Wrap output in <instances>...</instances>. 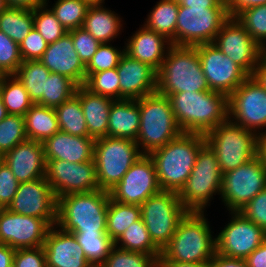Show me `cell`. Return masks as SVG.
<instances>
[{
    "instance_id": "cell-1",
    "label": "cell",
    "mask_w": 266,
    "mask_h": 267,
    "mask_svg": "<svg viewBox=\"0 0 266 267\" xmlns=\"http://www.w3.org/2000/svg\"><path fill=\"white\" fill-rule=\"evenodd\" d=\"M176 121L184 133L207 134L228 120V96L206 90L168 96Z\"/></svg>"
},
{
    "instance_id": "cell-2",
    "label": "cell",
    "mask_w": 266,
    "mask_h": 267,
    "mask_svg": "<svg viewBox=\"0 0 266 267\" xmlns=\"http://www.w3.org/2000/svg\"><path fill=\"white\" fill-rule=\"evenodd\" d=\"M205 145L203 134L183 132L149 154L154 161L161 190H181L191 174L199 151Z\"/></svg>"
},
{
    "instance_id": "cell-3",
    "label": "cell",
    "mask_w": 266,
    "mask_h": 267,
    "mask_svg": "<svg viewBox=\"0 0 266 267\" xmlns=\"http://www.w3.org/2000/svg\"><path fill=\"white\" fill-rule=\"evenodd\" d=\"M206 212H188L171 241L161 250L159 261L209 263L216 253V237Z\"/></svg>"
},
{
    "instance_id": "cell-4",
    "label": "cell",
    "mask_w": 266,
    "mask_h": 267,
    "mask_svg": "<svg viewBox=\"0 0 266 267\" xmlns=\"http://www.w3.org/2000/svg\"><path fill=\"white\" fill-rule=\"evenodd\" d=\"M110 193L96 190L58 198L56 225L64 232L107 233Z\"/></svg>"
},
{
    "instance_id": "cell-5",
    "label": "cell",
    "mask_w": 266,
    "mask_h": 267,
    "mask_svg": "<svg viewBox=\"0 0 266 267\" xmlns=\"http://www.w3.org/2000/svg\"><path fill=\"white\" fill-rule=\"evenodd\" d=\"M210 90L195 46L172 45L157 71V92L169 96L179 92Z\"/></svg>"
},
{
    "instance_id": "cell-6",
    "label": "cell",
    "mask_w": 266,
    "mask_h": 267,
    "mask_svg": "<svg viewBox=\"0 0 266 267\" xmlns=\"http://www.w3.org/2000/svg\"><path fill=\"white\" fill-rule=\"evenodd\" d=\"M140 128L136 143L143 154L163 147L182 134L170 100L157 91L138 99Z\"/></svg>"
},
{
    "instance_id": "cell-7",
    "label": "cell",
    "mask_w": 266,
    "mask_h": 267,
    "mask_svg": "<svg viewBox=\"0 0 266 267\" xmlns=\"http://www.w3.org/2000/svg\"><path fill=\"white\" fill-rule=\"evenodd\" d=\"M222 178L216 154L206 144L199 151L190 176L178 192L181 204L188 212H205L213 195L221 194Z\"/></svg>"
},
{
    "instance_id": "cell-8",
    "label": "cell",
    "mask_w": 266,
    "mask_h": 267,
    "mask_svg": "<svg viewBox=\"0 0 266 267\" xmlns=\"http://www.w3.org/2000/svg\"><path fill=\"white\" fill-rule=\"evenodd\" d=\"M204 136L206 144L216 154L222 174L257 157L258 134L229 119Z\"/></svg>"
},
{
    "instance_id": "cell-9",
    "label": "cell",
    "mask_w": 266,
    "mask_h": 267,
    "mask_svg": "<svg viewBox=\"0 0 266 267\" xmlns=\"http://www.w3.org/2000/svg\"><path fill=\"white\" fill-rule=\"evenodd\" d=\"M142 155L132 139L107 136L95 139L93 160L99 189L109 192Z\"/></svg>"
},
{
    "instance_id": "cell-10",
    "label": "cell",
    "mask_w": 266,
    "mask_h": 267,
    "mask_svg": "<svg viewBox=\"0 0 266 267\" xmlns=\"http://www.w3.org/2000/svg\"><path fill=\"white\" fill-rule=\"evenodd\" d=\"M140 207L141 218L153 243L160 250L171 241L179 222L188 213L175 191L161 190Z\"/></svg>"
},
{
    "instance_id": "cell-11",
    "label": "cell",
    "mask_w": 266,
    "mask_h": 267,
    "mask_svg": "<svg viewBox=\"0 0 266 267\" xmlns=\"http://www.w3.org/2000/svg\"><path fill=\"white\" fill-rule=\"evenodd\" d=\"M227 7H185L179 5L176 46L213 43L228 19Z\"/></svg>"
},
{
    "instance_id": "cell-12",
    "label": "cell",
    "mask_w": 266,
    "mask_h": 267,
    "mask_svg": "<svg viewBox=\"0 0 266 267\" xmlns=\"http://www.w3.org/2000/svg\"><path fill=\"white\" fill-rule=\"evenodd\" d=\"M265 188L266 167L255 157L223 174L219 198L229 212H239Z\"/></svg>"
},
{
    "instance_id": "cell-13",
    "label": "cell",
    "mask_w": 266,
    "mask_h": 267,
    "mask_svg": "<svg viewBox=\"0 0 266 267\" xmlns=\"http://www.w3.org/2000/svg\"><path fill=\"white\" fill-rule=\"evenodd\" d=\"M228 108L231 122L258 135L266 132V89L253 75L228 97Z\"/></svg>"
},
{
    "instance_id": "cell-14",
    "label": "cell",
    "mask_w": 266,
    "mask_h": 267,
    "mask_svg": "<svg viewBox=\"0 0 266 267\" xmlns=\"http://www.w3.org/2000/svg\"><path fill=\"white\" fill-rule=\"evenodd\" d=\"M231 219L216 236V252L237 259H246L266 240V232L241 212H228Z\"/></svg>"
},
{
    "instance_id": "cell-15",
    "label": "cell",
    "mask_w": 266,
    "mask_h": 267,
    "mask_svg": "<svg viewBox=\"0 0 266 267\" xmlns=\"http://www.w3.org/2000/svg\"><path fill=\"white\" fill-rule=\"evenodd\" d=\"M56 223L57 219L20 215L1 208L0 243L15 250L43 246L50 228Z\"/></svg>"
},
{
    "instance_id": "cell-16",
    "label": "cell",
    "mask_w": 266,
    "mask_h": 267,
    "mask_svg": "<svg viewBox=\"0 0 266 267\" xmlns=\"http://www.w3.org/2000/svg\"><path fill=\"white\" fill-rule=\"evenodd\" d=\"M45 178L56 198L74 193H86L99 189L94 161L73 163L62 160H46Z\"/></svg>"
},
{
    "instance_id": "cell-17",
    "label": "cell",
    "mask_w": 266,
    "mask_h": 267,
    "mask_svg": "<svg viewBox=\"0 0 266 267\" xmlns=\"http://www.w3.org/2000/svg\"><path fill=\"white\" fill-rule=\"evenodd\" d=\"M195 47L210 90L229 97L249 77L239 65L212 43L199 44Z\"/></svg>"
},
{
    "instance_id": "cell-18",
    "label": "cell",
    "mask_w": 266,
    "mask_h": 267,
    "mask_svg": "<svg viewBox=\"0 0 266 267\" xmlns=\"http://www.w3.org/2000/svg\"><path fill=\"white\" fill-rule=\"evenodd\" d=\"M160 191L154 161L148 154H143L109 193L117 202L140 206Z\"/></svg>"
},
{
    "instance_id": "cell-19",
    "label": "cell",
    "mask_w": 266,
    "mask_h": 267,
    "mask_svg": "<svg viewBox=\"0 0 266 267\" xmlns=\"http://www.w3.org/2000/svg\"><path fill=\"white\" fill-rule=\"evenodd\" d=\"M224 55L239 65L249 76L262 58L261 47L235 18H228L213 43Z\"/></svg>"
},
{
    "instance_id": "cell-20",
    "label": "cell",
    "mask_w": 266,
    "mask_h": 267,
    "mask_svg": "<svg viewBox=\"0 0 266 267\" xmlns=\"http://www.w3.org/2000/svg\"><path fill=\"white\" fill-rule=\"evenodd\" d=\"M58 199L45 177L19 183L11 212L42 219H57Z\"/></svg>"
},
{
    "instance_id": "cell-21",
    "label": "cell",
    "mask_w": 266,
    "mask_h": 267,
    "mask_svg": "<svg viewBox=\"0 0 266 267\" xmlns=\"http://www.w3.org/2000/svg\"><path fill=\"white\" fill-rule=\"evenodd\" d=\"M119 100H138L157 91V71L147 63L123 54L119 60Z\"/></svg>"
},
{
    "instance_id": "cell-22",
    "label": "cell",
    "mask_w": 266,
    "mask_h": 267,
    "mask_svg": "<svg viewBox=\"0 0 266 267\" xmlns=\"http://www.w3.org/2000/svg\"><path fill=\"white\" fill-rule=\"evenodd\" d=\"M39 61L51 73L64 75L71 79L77 86L84 85L86 80V66L74 49L72 36L69 32L57 41L48 44Z\"/></svg>"
},
{
    "instance_id": "cell-23",
    "label": "cell",
    "mask_w": 266,
    "mask_h": 267,
    "mask_svg": "<svg viewBox=\"0 0 266 267\" xmlns=\"http://www.w3.org/2000/svg\"><path fill=\"white\" fill-rule=\"evenodd\" d=\"M43 247L47 267H92L75 235L57 225L50 228Z\"/></svg>"
},
{
    "instance_id": "cell-24",
    "label": "cell",
    "mask_w": 266,
    "mask_h": 267,
    "mask_svg": "<svg viewBox=\"0 0 266 267\" xmlns=\"http://www.w3.org/2000/svg\"><path fill=\"white\" fill-rule=\"evenodd\" d=\"M2 160L19 183L45 177L46 160L43 143L27 139L6 152Z\"/></svg>"
},
{
    "instance_id": "cell-25",
    "label": "cell",
    "mask_w": 266,
    "mask_h": 267,
    "mask_svg": "<svg viewBox=\"0 0 266 267\" xmlns=\"http://www.w3.org/2000/svg\"><path fill=\"white\" fill-rule=\"evenodd\" d=\"M127 41V42H126ZM124 43V53L158 71L172 43L163 35L141 25Z\"/></svg>"
},
{
    "instance_id": "cell-26",
    "label": "cell",
    "mask_w": 266,
    "mask_h": 267,
    "mask_svg": "<svg viewBox=\"0 0 266 267\" xmlns=\"http://www.w3.org/2000/svg\"><path fill=\"white\" fill-rule=\"evenodd\" d=\"M94 143L95 139L92 137L74 136L58 131L43 142L45 160H62L73 163L94 161Z\"/></svg>"
},
{
    "instance_id": "cell-27",
    "label": "cell",
    "mask_w": 266,
    "mask_h": 267,
    "mask_svg": "<svg viewBox=\"0 0 266 267\" xmlns=\"http://www.w3.org/2000/svg\"><path fill=\"white\" fill-rule=\"evenodd\" d=\"M140 128L138 100H113L108 120L107 137L136 141Z\"/></svg>"
},
{
    "instance_id": "cell-28",
    "label": "cell",
    "mask_w": 266,
    "mask_h": 267,
    "mask_svg": "<svg viewBox=\"0 0 266 267\" xmlns=\"http://www.w3.org/2000/svg\"><path fill=\"white\" fill-rule=\"evenodd\" d=\"M79 100L89 137L94 139L106 137L109 113L113 99L94 94L82 85L79 86Z\"/></svg>"
},
{
    "instance_id": "cell-29",
    "label": "cell",
    "mask_w": 266,
    "mask_h": 267,
    "mask_svg": "<svg viewBox=\"0 0 266 267\" xmlns=\"http://www.w3.org/2000/svg\"><path fill=\"white\" fill-rule=\"evenodd\" d=\"M122 22V23H121ZM123 20L104 5L89 6L83 28L100 44L114 42L123 30Z\"/></svg>"
},
{
    "instance_id": "cell-30",
    "label": "cell",
    "mask_w": 266,
    "mask_h": 267,
    "mask_svg": "<svg viewBox=\"0 0 266 267\" xmlns=\"http://www.w3.org/2000/svg\"><path fill=\"white\" fill-rule=\"evenodd\" d=\"M26 136L40 143L60 131L56 111L52 107L34 104L24 115Z\"/></svg>"
},
{
    "instance_id": "cell-31",
    "label": "cell",
    "mask_w": 266,
    "mask_h": 267,
    "mask_svg": "<svg viewBox=\"0 0 266 267\" xmlns=\"http://www.w3.org/2000/svg\"><path fill=\"white\" fill-rule=\"evenodd\" d=\"M179 4L175 0H159L148 13L144 26L176 45V21Z\"/></svg>"
},
{
    "instance_id": "cell-32",
    "label": "cell",
    "mask_w": 266,
    "mask_h": 267,
    "mask_svg": "<svg viewBox=\"0 0 266 267\" xmlns=\"http://www.w3.org/2000/svg\"><path fill=\"white\" fill-rule=\"evenodd\" d=\"M54 109L56 111L60 131L74 136H89L79 100V86L74 95Z\"/></svg>"
},
{
    "instance_id": "cell-33",
    "label": "cell",
    "mask_w": 266,
    "mask_h": 267,
    "mask_svg": "<svg viewBox=\"0 0 266 267\" xmlns=\"http://www.w3.org/2000/svg\"><path fill=\"white\" fill-rule=\"evenodd\" d=\"M141 218L139 205L124 204L110 197L107 210V234L116 242L132 223Z\"/></svg>"
},
{
    "instance_id": "cell-34",
    "label": "cell",
    "mask_w": 266,
    "mask_h": 267,
    "mask_svg": "<svg viewBox=\"0 0 266 267\" xmlns=\"http://www.w3.org/2000/svg\"><path fill=\"white\" fill-rule=\"evenodd\" d=\"M34 28L33 10L7 7L0 14V31L18 45Z\"/></svg>"
},
{
    "instance_id": "cell-35",
    "label": "cell",
    "mask_w": 266,
    "mask_h": 267,
    "mask_svg": "<svg viewBox=\"0 0 266 267\" xmlns=\"http://www.w3.org/2000/svg\"><path fill=\"white\" fill-rule=\"evenodd\" d=\"M50 71L39 61H23L13 74L27 90L31 101L37 104L43 95L45 80Z\"/></svg>"
},
{
    "instance_id": "cell-36",
    "label": "cell",
    "mask_w": 266,
    "mask_h": 267,
    "mask_svg": "<svg viewBox=\"0 0 266 267\" xmlns=\"http://www.w3.org/2000/svg\"><path fill=\"white\" fill-rule=\"evenodd\" d=\"M115 246L123 250L147 255H161V250L153 243L142 218L126 228L115 242Z\"/></svg>"
},
{
    "instance_id": "cell-37",
    "label": "cell",
    "mask_w": 266,
    "mask_h": 267,
    "mask_svg": "<svg viewBox=\"0 0 266 267\" xmlns=\"http://www.w3.org/2000/svg\"><path fill=\"white\" fill-rule=\"evenodd\" d=\"M1 99L8 114L24 116L34 105L24 85L14 75H4Z\"/></svg>"
},
{
    "instance_id": "cell-38",
    "label": "cell",
    "mask_w": 266,
    "mask_h": 267,
    "mask_svg": "<svg viewBox=\"0 0 266 267\" xmlns=\"http://www.w3.org/2000/svg\"><path fill=\"white\" fill-rule=\"evenodd\" d=\"M71 233L75 235L83 249L85 257L92 266H100L115 246V242L107 233Z\"/></svg>"
},
{
    "instance_id": "cell-39",
    "label": "cell",
    "mask_w": 266,
    "mask_h": 267,
    "mask_svg": "<svg viewBox=\"0 0 266 267\" xmlns=\"http://www.w3.org/2000/svg\"><path fill=\"white\" fill-rule=\"evenodd\" d=\"M77 87L68 77L50 72L45 80L42 98L37 104L55 108L74 95Z\"/></svg>"
},
{
    "instance_id": "cell-40",
    "label": "cell",
    "mask_w": 266,
    "mask_h": 267,
    "mask_svg": "<svg viewBox=\"0 0 266 267\" xmlns=\"http://www.w3.org/2000/svg\"><path fill=\"white\" fill-rule=\"evenodd\" d=\"M54 2L50 6L48 5L50 3L49 0H45V4L52 10L67 32L83 26L89 8V5L85 1L56 0Z\"/></svg>"
},
{
    "instance_id": "cell-41",
    "label": "cell",
    "mask_w": 266,
    "mask_h": 267,
    "mask_svg": "<svg viewBox=\"0 0 266 267\" xmlns=\"http://www.w3.org/2000/svg\"><path fill=\"white\" fill-rule=\"evenodd\" d=\"M161 255H147L114 246L101 267H159Z\"/></svg>"
},
{
    "instance_id": "cell-42",
    "label": "cell",
    "mask_w": 266,
    "mask_h": 267,
    "mask_svg": "<svg viewBox=\"0 0 266 267\" xmlns=\"http://www.w3.org/2000/svg\"><path fill=\"white\" fill-rule=\"evenodd\" d=\"M27 140L24 116L8 114L0 121V155Z\"/></svg>"
},
{
    "instance_id": "cell-43",
    "label": "cell",
    "mask_w": 266,
    "mask_h": 267,
    "mask_svg": "<svg viewBox=\"0 0 266 267\" xmlns=\"http://www.w3.org/2000/svg\"><path fill=\"white\" fill-rule=\"evenodd\" d=\"M119 75L117 68L96 73H86L84 87L94 94L119 100Z\"/></svg>"
},
{
    "instance_id": "cell-44",
    "label": "cell",
    "mask_w": 266,
    "mask_h": 267,
    "mask_svg": "<svg viewBox=\"0 0 266 267\" xmlns=\"http://www.w3.org/2000/svg\"><path fill=\"white\" fill-rule=\"evenodd\" d=\"M34 29L50 44L67 33L55 14L44 3L33 9Z\"/></svg>"
},
{
    "instance_id": "cell-45",
    "label": "cell",
    "mask_w": 266,
    "mask_h": 267,
    "mask_svg": "<svg viewBox=\"0 0 266 267\" xmlns=\"http://www.w3.org/2000/svg\"><path fill=\"white\" fill-rule=\"evenodd\" d=\"M235 19L261 48L266 44V5L243 10Z\"/></svg>"
},
{
    "instance_id": "cell-46",
    "label": "cell",
    "mask_w": 266,
    "mask_h": 267,
    "mask_svg": "<svg viewBox=\"0 0 266 267\" xmlns=\"http://www.w3.org/2000/svg\"><path fill=\"white\" fill-rule=\"evenodd\" d=\"M122 48H116L111 43L100 44L86 66V73H96L116 68L121 56L124 54V47Z\"/></svg>"
},
{
    "instance_id": "cell-47",
    "label": "cell",
    "mask_w": 266,
    "mask_h": 267,
    "mask_svg": "<svg viewBox=\"0 0 266 267\" xmlns=\"http://www.w3.org/2000/svg\"><path fill=\"white\" fill-rule=\"evenodd\" d=\"M22 62L19 45L0 31V74L13 75Z\"/></svg>"
},
{
    "instance_id": "cell-48",
    "label": "cell",
    "mask_w": 266,
    "mask_h": 267,
    "mask_svg": "<svg viewBox=\"0 0 266 267\" xmlns=\"http://www.w3.org/2000/svg\"><path fill=\"white\" fill-rule=\"evenodd\" d=\"M73 40L74 49L85 66L91 61L96 53L100 42L94 39L83 27L68 31Z\"/></svg>"
},
{
    "instance_id": "cell-49",
    "label": "cell",
    "mask_w": 266,
    "mask_h": 267,
    "mask_svg": "<svg viewBox=\"0 0 266 267\" xmlns=\"http://www.w3.org/2000/svg\"><path fill=\"white\" fill-rule=\"evenodd\" d=\"M47 47L48 43L39 32L33 28L22 43L19 44L22 61L40 60Z\"/></svg>"
},
{
    "instance_id": "cell-50",
    "label": "cell",
    "mask_w": 266,
    "mask_h": 267,
    "mask_svg": "<svg viewBox=\"0 0 266 267\" xmlns=\"http://www.w3.org/2000/svg\"><path fill=\"white\" fill-rule=\"evenodd\" d=\"M19 182L7 164L0 162V209L7 208L16 194Z\"/></svg>"
},
{
    "instance_id": "cell-51",
    "label": "cell",
    "mask_w": 266,
    "mask_h": 267,
    "mask_svg": "<svg viewBox=\"0 0 266 267\" xmlns=\"http://www.w3.org/2000/svg\"><path fill=\"white\" fill-rule=\"evenodd\" d=\"M239 212L266 232V188L259 192Z\"/></svg>"
},
{
    "instance_id": "cell-52",
    "label": "cell",
    "mask_w": 266,
    "mask_h": 267,
    "mask_svg": "<svg viewBox=\"0 0 266 267\" xmlns=\"http://www.w3.org/2000/svg\"><path fill=\"white\" fill-rule=\"evenodd\" d=\"M13 267H47L44 247L16 249Z\"/></svg>"
},
{
    "instance_id": "cell-53",
    "label": "cell",
    "mask_w": 266,
    "mask_h": 267,
    "mask_svg": "<svg viewBox=\"0 0 266 267\" xmlns=\"http://www.w3.org/2000/svg\"><path fill=\"white\" fill-rule=\"evenodd\" d=\"M266 5V0H229L227 2V14L230 18H235L243 10Z\"/></svg>"
},
{
    "instance_id": "cell-54",
    "label": "cell",
    "mask_w": 266,
    "mask_h": 267,
    "mask_svg": "<svg viewBox=\"0 0 266 267\" xmlns=\"http://www.w3.org/2000/svg\"><path fill=\"white\" fill-rule=\"evenodd\" d=\"M209 267H248V265L244 259L229 258L216 252L209 262Z\"/></svg>"
},
{
    "instance_id": "cell-55",
    "label": "cell",
    "mask_w": 266,
    "mask_h": 267,
    "mask_svg": "<svg viewBox=\"0 0 266 267\" xmlns=\"http://www.w3.org/2000/svg\"><path fill=\"white\" fill-rule=\"evenodd\" d=\"M245 260L248 267H266V240Z\"/></svg>"
},
{
    "instance_id": "cell-56",
    "label": "cell",
    "mask_w": 266,
    "mask_h": 267,
    "mask_svg": "<svg viewBox=\"0 0 266 267\" xmlns=\"http://www.w3.org/2000/svg\"><path fill=\"white\" fill-rule=\"evenodd\" d=\"M179 5L185 7H227L223 0H175Z\"/></svg>"
},
{
    "instance_id": "cell-57",
    "label": "cell",
    "mask_w": 266,
    "mask_h": 267,
    "mask_svg": "<svg viewBox=\"0 0 266 267\" xmlns=\"http://www.w3.org/2000/svg\"><path fill=\"white\" fill-rule=\"evenodd\" d=\"M8 7L33 10L45 3V0H5Z\"/></svg>"
},
{
    "instance_id": "cell-58",
    "label": "cell",
    "mask_w": 266,
    "mask_h": 267,
    "mask_svg": "<svg viewBox=\"0 0 266 267\" xmlns=\"http://www.w3.org/2000/svg\"><path fill=\"white\" fill-rule=\"evenodd\" d=\"M15 249L0 243V267H13Z\"/></svg>"
},
{
    "instance_id": "cell-59",
    "label": "cell",
    "mask_w": 266,
    "mask_h": 267,
    "mask_svg": "<svg viewBox=\"0 0 266 267\" xmlns=\"http://www.w3.org/2000/svg\"><path fill=\"white\" fill-rule=\"evenodd\" d=\"M253 76L266 89V61L262 58L260 59Z\"/></svg>"
},
{
    "instance_id": "cell-60",
    "label": "cell",
    "mask_w": 266,
    "mask_h": 267,
    "mask_svg": "<svg viewBox=\"0 0 266 267\" xmlns=\"http://www.w3.org/2000/svg\"><path fill=\"white\" fill-rule=\"evenodd\" d=\"M159 267H209V263H186L177 261H159Z\"/></svg>"
},
{
    "instance_id": "cell-61",
    "label": "cell",
    "mask_w": 266,
    "mask_h": 267,
    "mask_svg": "<svg viewBox=\"0 0 266 267\" xmlns=\"http://www.w3.org/2000/svg\"><path fill=\"white\" fill-rule=\"evenodd\" d=\"M257 157L266 167V132L258 135Z\"/></svg>"
},
{
    "instance_id": "cell-62",
    "label": "cell",
    "mask_w": 266,
    "mask_h": 267,
    "mask_svg": "<svg viewBox=\"0 0 266 267\" xmlns=\"http://www.w3.org/2000/svg\"><path fill=\"white\" fill-rule=\"evenodd\" d=\"M8 115L7 109L5 108L2 99L0 98V121H2Z\"/></svg>"
},
{
    "instance_id": "cell-63",
    "label": "cell",
    "mask_w": 266,
    "mask_h": 267,
    "mask_svg": "<svg viewBox=\"0 0 266 267\" xmlns=\"http://www.w3.org/2000/svg\"><path fill=\"white\" fill-rule=\"evenodd\" d=\"M83 1H85L89 6H97L105 4V0H83Z\"/></svg>"
},
{
    "instance_id": "cell-64",
    "label": "cell",
    "mask_w": 266,
    "mask_h": 267,
    "mask_svg": "<svg viewBox=\"0 0 266 267\" xmlns=\"http://www.w3.org/2000/svg\"><path fill=\"white\" fill-rule=\"evenodd\" d=\"M7 4L5 0H0V14L7 8Z\"/></svg>"
},
{
    "instance_id": "cell-65",
    "label": "cell",
    "mask_w": 266,
    "mask_h": 267,
    "mask_svg": "<svg viewBox=\"0 0 266 267\" xmlns=\"http://www.w3.org/2000/svg\"><path fill=\"white\" fill-rule=\"evenodd\" d=\"M262 50V59L266 61V44L261 48Z\"/></svg>"
},
{
    "instance_id": "cell-66",
    "label": "cell",
    "mask_w": 266,
    "mask_h": 267,
    "mask_svg": "<svg viewBox=\"0 0 266 267\" xmlns=\"http://www.w3.org/2000/svg\"><path fill=\"white\" fill-rule=\"evenodd\" d=\"M2 82H3V74H0V98H1Z\"/></svg>"
}]
</instances>
